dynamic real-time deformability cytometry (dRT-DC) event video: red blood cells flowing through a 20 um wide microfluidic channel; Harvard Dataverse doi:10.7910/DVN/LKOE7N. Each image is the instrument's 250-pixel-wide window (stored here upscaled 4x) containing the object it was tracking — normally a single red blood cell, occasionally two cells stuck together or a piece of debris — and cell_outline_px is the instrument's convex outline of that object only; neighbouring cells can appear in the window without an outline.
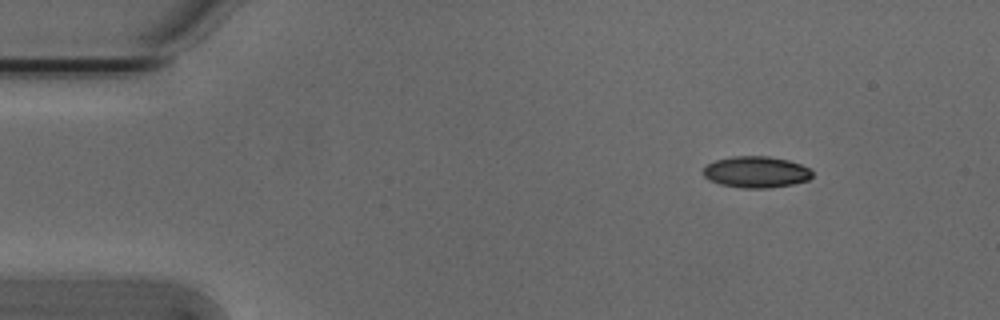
{"species": "Egyptian fruit bat (a non-hibernating species)", "species_latin": "Rousettus aegyptiacus", "temperature_condition": "cold", "stored_images_in_passage": 48, "camera_frame_rate_fps": 3000, "um_per_image_px": 0.085, "animal": {"sex": "male"}, "frame": {"image": 1, "passage_image": 1, "time_ms": 0.0, "image_size_px": [1000, 320], "cell_outline_px": [[812, 176], [808, 180], [792, 184], [768, 188], [744, 188], [720, 184], [708, 180], [704, 176], [704, 168], [708, 164], [716, 160], [732, 156], [768, 156], [788, 160], [800, 164], [808, 168], [812, 172]], "centroid_in_image_um": [64.26, 14.62], "position_along_channel_um": 20.7, "area_um2": 19.83}}
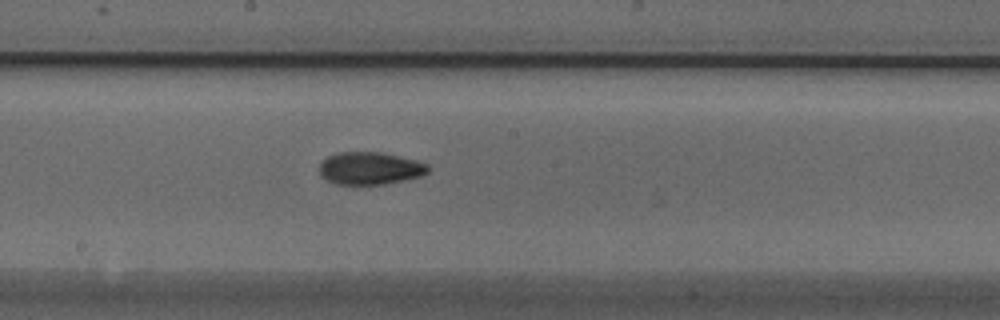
{"frame": {"image": 2, "passage_image": 23, "time_ms": 7.333, "image_size_px": [1000, 320], "cell_outline_px": [[428, 172], [420, 176], [404, 180], [384, 184], [336, 184], [320, 176], [320, 160], [336, 152], [380, 152], [416, 160], [428, 164]], "centroid_in_image_um": [31.41, 14.3], "position_along_channel_um": 216.8, "area_um2": 20.58}}
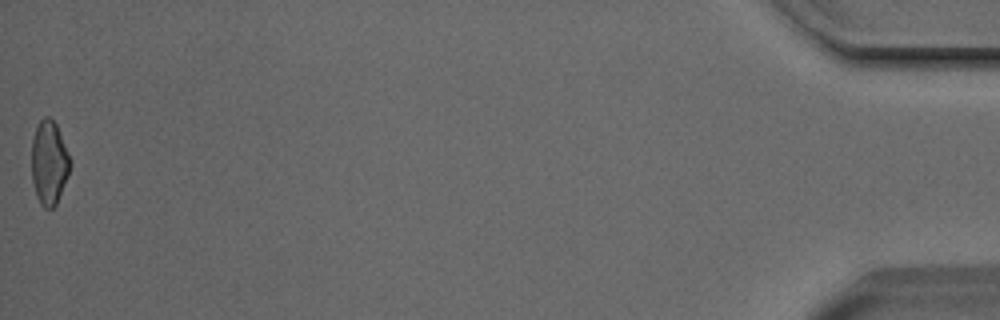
{"frame": {"image": 3, "passage_image": 48, "time_ms": 15.667, "image_size_px": [1000, 320], "cell_outline_px": [[72, 164], [68, 176], [56, 204], [52, 208], [44, 208], [40, 204], [36, 196], [32, 180], [32, 140], [36, 128], [40, 120], [44, 116], [48, 116], [56, 124], [72, 160]], "centroid_in_image_um": [4.19, 13.84], "position_along_channel_um": 431.0, "area_um2": 18.96}, "authors_computed_cell_mechanics": {"area_um2": 19.8254, "velocity_mm_per_s": 3.812, "shape_relaxation_time_tau1_ms": null, "shape_relaxation_time_tau2_ms": 2.5499, "deformation_change_tau1": null, "deformation_change_tau2": 0.0877}}